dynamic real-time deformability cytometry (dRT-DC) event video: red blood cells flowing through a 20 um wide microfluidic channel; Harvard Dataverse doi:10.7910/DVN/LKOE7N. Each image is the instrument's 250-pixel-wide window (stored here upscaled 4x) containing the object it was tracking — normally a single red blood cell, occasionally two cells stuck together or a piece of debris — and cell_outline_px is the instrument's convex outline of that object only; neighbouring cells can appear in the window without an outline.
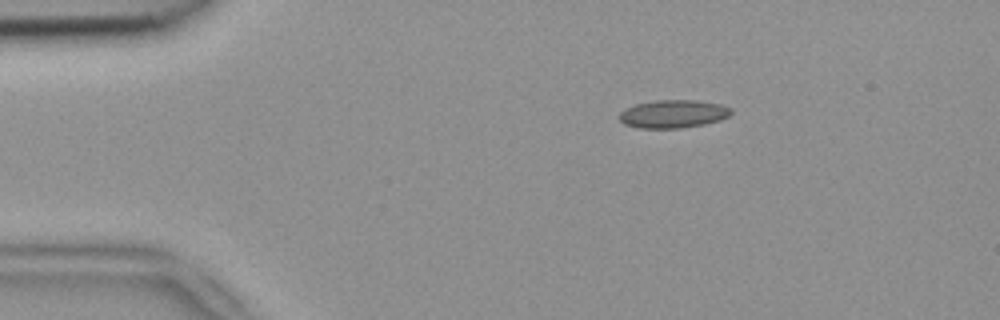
{"species": "common noctule bat (a hibernating species)", "species_latin": "Nyctalus noctula", "temperature_condition": "room temperature", "stored_images_in_passage": 5, "camera_frame_rate_fps": 3000, "um_per_image_px": 0.085, "animal": {"sex": "female", "body_mass_g": 18.4}, "frame": {"image": 1, "passage_image": 1, "time_ms": 0.0, "image_size_px": [1000, 320], "cell_outline_px": [[732, 112], [728, 116], [720, 120], [704, 124], [680, 128], [640, 128], [624, 124], [616, 116], [624, 108], [636, 104], [656, 100], [696, 100], [720, 104], [732, 108]], "centroid_in_image_um": [57.19, 9.68], "position_along_channel_um": 27.8, "area_um2": 18.38}}
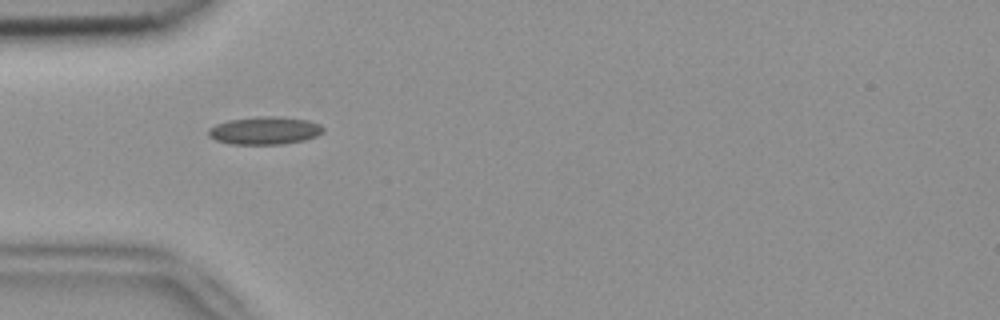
{"frame": {"image": 2, "passage_image": 3, "time_ms": 0.667, "image_size_px": [1000, 320], "cell_outline_px": [[324, 132], [316, 136], [304, 140], [280, 144], [232, 144], [216, 140], [208, 136], [208, 128], [216, 124], [228, 120], [260, 116], [280, 116], [308, 120], [320, 124], [324, 128]], "centroid_in_image_um": [22.5, 11.09], "position_along_channel_um": 62.5, "area_um2": 18.67}}